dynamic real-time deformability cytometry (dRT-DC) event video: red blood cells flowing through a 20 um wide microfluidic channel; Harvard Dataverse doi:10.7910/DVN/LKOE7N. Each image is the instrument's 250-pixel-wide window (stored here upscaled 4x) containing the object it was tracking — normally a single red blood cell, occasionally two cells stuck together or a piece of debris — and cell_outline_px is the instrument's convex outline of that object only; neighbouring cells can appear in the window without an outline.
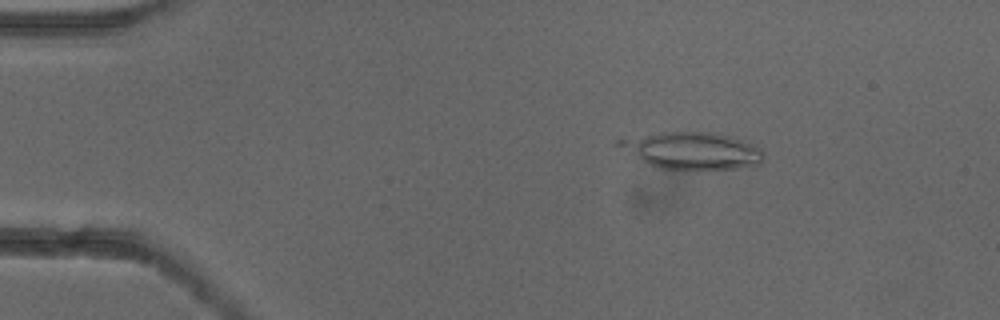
{"species": "common noctule bat (a hibernating species)", "species_latin": "Nyctalus noctula", "temperature_condition": "cold", "stored_images_in_passage": 40, "camera_frame_rate_fps": 3000, "um_per_image_px": 0.085, "animal": {"sex": "female"}, "frame": {"image": 1, "passage_image": 3, "time_ms": 0.667, "image_size_px": [1000, 320], "cell_outline_px": [[764, 156], [760, 164], [736, 168], [660, 168], [648, 164], [640, 156], [632, 144], [648, 136], [660, 132], [708, 132], [740, 140], [752, 144], [760, 148], [764, 152]], "centroid_in_image_um": [59.26, 12.83], "position_along_channel_um": 25.7, "area_um2": 27.86}}
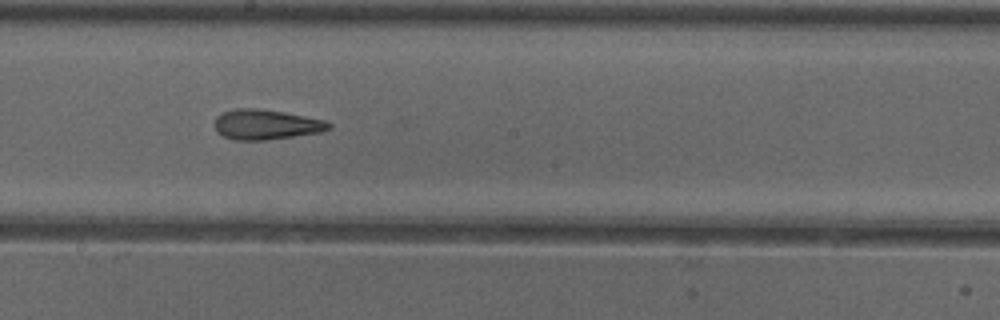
{"frame": {"image": 2, "passage_image": 24, "time_ms": 7.667, "image_size_px": [1000, 320], "cell_outline_px": [[332, 128], [320, 132], [264, 140], [236, 140], [224, 136], [216, 132], [212, 124], [216, 116], [224, 112], [236, 108], [256, 108], [284, 112], [328, 120], [332, 124]], "centroid_in_image_um": [22.6, 10.57], "position_along_channel_um": 225.6, "area_um2": 20.17}}
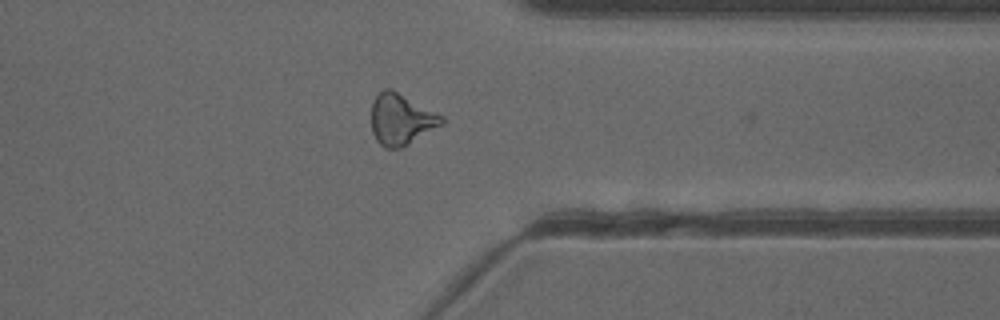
{"frame": {"image": 3, "passage_image": 36, "time_ms": 11.667, "image_size_px": [1000, 320], "cell_outline_px": [[444, 124], [408, 144], [400, 148], [384, 148], [376, 140], [372, 132], [372, 100], [384, 88], [392, 88], [444, 116]], "centroid_in_image_um": [34.1, 10.13], "position_along_channel_um": 377.3, "area_um2": 21.1}, "authors_computed_cell_mechanics": {"area_um2": 20.4034, "velocity_mm_per_s": 3.9062, "shape_relaxation_time_tau1_ms": null, "shape_relaxation_time_tau2_ms": 3.7907, "deformation_change_tau1": null, "deformation_change_tau2": 0.1324}}